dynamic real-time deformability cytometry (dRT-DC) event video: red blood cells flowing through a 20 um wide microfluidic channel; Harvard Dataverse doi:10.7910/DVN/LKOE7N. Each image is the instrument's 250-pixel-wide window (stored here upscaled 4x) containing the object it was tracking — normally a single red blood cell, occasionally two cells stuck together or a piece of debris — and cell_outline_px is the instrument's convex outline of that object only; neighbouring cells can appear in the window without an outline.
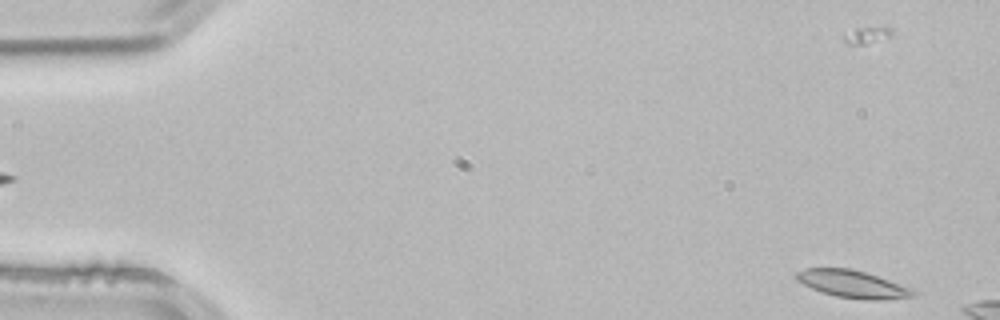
{"species": "common noctule bat (a hibernating species)", "species_latin": "Nyctalus noctula", "temperature_condition": "room temperature", "stored_images_in_passage": 4, "segment_of_instrument_passage": [2, 2], "camera_frame_rate_fps": 3000, "um_per_image_px": 0.085, "animal": {"sex": "male", "body_mass_g": 21.5, "forearm_length_mm": 52.0}, "frame": {"image": 1, "passage_image": 4, "time_ms": 1.0, "image_size_px": [1000, 320], "cell_outline_px": [[916, 292], [912, 296], [880, 300], [868, 300], [836, 296], [820, 292], [796, 280], [796, 272], [804, 268], [852, 268], [912, 288]], "centroid_in_image_um": [72.43, 24.14], "position_along_channel_um": 12.6, "area_um2": 18.44}}